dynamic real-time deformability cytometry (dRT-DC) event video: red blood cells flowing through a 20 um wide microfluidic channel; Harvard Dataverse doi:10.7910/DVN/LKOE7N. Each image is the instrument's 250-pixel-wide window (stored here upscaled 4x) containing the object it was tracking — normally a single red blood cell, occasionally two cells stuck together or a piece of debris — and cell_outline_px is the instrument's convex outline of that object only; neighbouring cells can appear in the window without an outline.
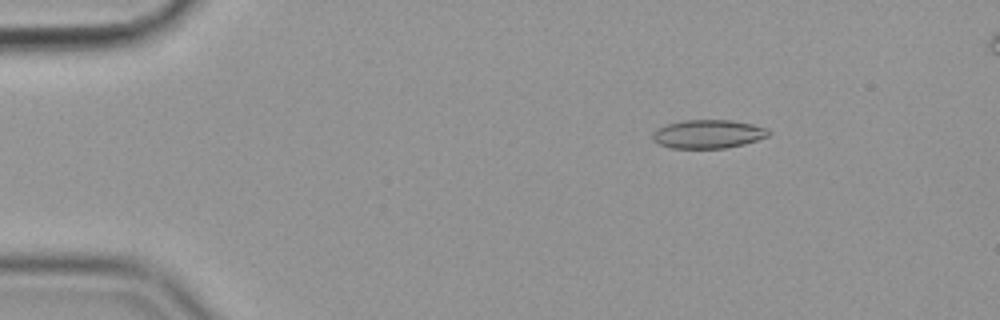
{"species": "common noctule bat (a hibernating species)", "species_latin": "Nyctalus noctula", "temperature_condition": "cold", "stored_images_in_passage": 51, "camera_frame_rate_fps": 3000, "um_per_image_px": 0.085, "animal": {"sex": "female", "body_mass_g": 19.9}, "frame": {"image": 1, "passage_image": 4, "time_ms": 1.0, "image_size_px": [1000, 320], "cell_outline_px": [[772, 132], [768, 136], [744, 144], [724, 148], [672, 148], [660, 144], [652, 140], [652, 132], [656, 128], [668, 124], [684, 120], [732, 120], [752, 124], [768, 128]], "centroid_in_image_um": [60.19, 11.39], "position_along_channel_um": 24.8, "area_um2": 19.36}}
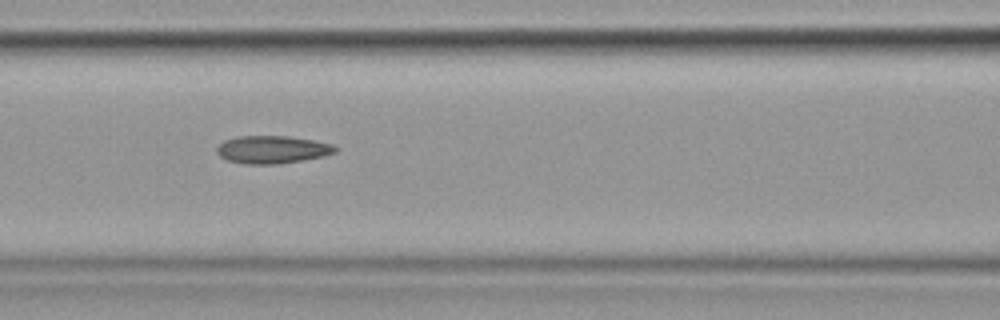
{"frame": {"image": 2, "passage_image": 20, "time_ms": 6.333, "image_size_px": [1000, 320], "cell_outline_px": [[340, 148], [336, 152], [324, 156], [280, 164], [244, 164], [228, 160], [220, 156], [216, 152], [216, 148], [224, 140], [236, 136], [288, 136], [312, 140], [332, 144]], "centroid_in_image_um": [23.15, 12.71], "position_along_channel_um": 143.5, "area_um2": 19.25}}
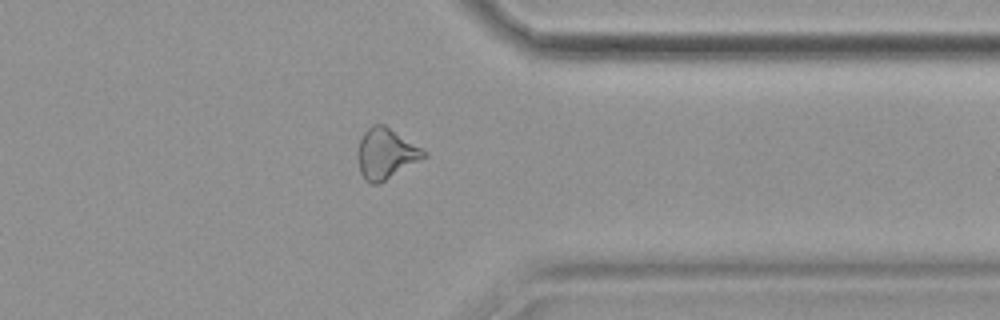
{"frame": {"image": 3, "passage_image": 40, "time_ms": 13.0, "image_size_px": [1000, 320], "cell_outline_px": [[428, 156], [380, 184], [372, 184], [364, 180], [360, 172], [356, 156], [360, 140], [364, 132], [372, 124], [384, 124], [428, 152]], "centroid_in_image_um": [32.79, 13.08], "position_along_channel_um": 378.6, "area_um2": 19.71}, "authors_computed_cell_mechanics": {"area_um2": 19.363, "velocity_mm_per_s": 3.6019, "shape_relaxation_time_tau1_ms": 7.3357, "shape_relaxation_time_tau2_ms": 2.9225, "deformation_change_tau1": 0.1671, "deformation_change_tau2": 0.1154}}